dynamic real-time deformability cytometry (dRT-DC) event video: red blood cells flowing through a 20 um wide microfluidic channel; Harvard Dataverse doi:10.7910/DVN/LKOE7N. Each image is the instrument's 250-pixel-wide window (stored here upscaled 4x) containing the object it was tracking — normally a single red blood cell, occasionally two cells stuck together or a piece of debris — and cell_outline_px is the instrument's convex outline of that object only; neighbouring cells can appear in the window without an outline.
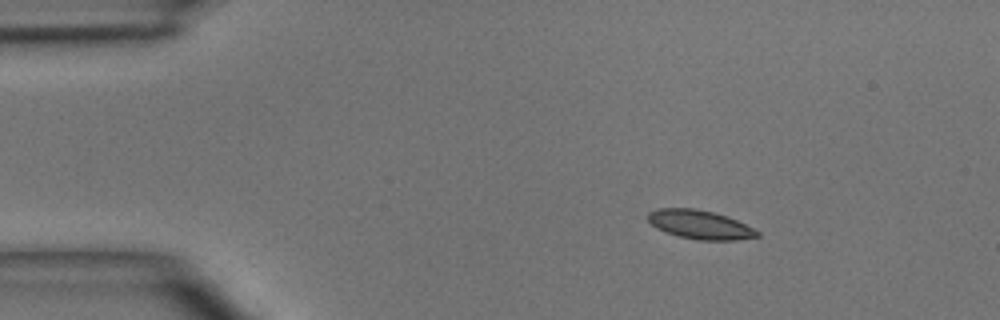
{"species": "common noctule bat (a hibernating species)", "species_latin": "Nyctalus noctula", "temperature_condition": "room temperature", "stored_images_in_passage": 5, "camera_frame_rate_fps": 3000, "um_per_image_px": 0.085, "animal": {"sex": "male", "body_mass_g": 15.6}, "frame": {"image": 1, "passage_image": 2, "time_ms": 1.333, "image_size_px": [1000, 320], "cell_outline_px": [[760, 236], [736, 240], [700, 240], [680, 236], [656, 228], [648, 220], [648, 212], [660, 208], [696, 208], [728, 216], [760, 232]], "centroid_in_image_um": [59.5, 19.08], "position_along_channel_um": 25.5, "area_um2": 18.15}}
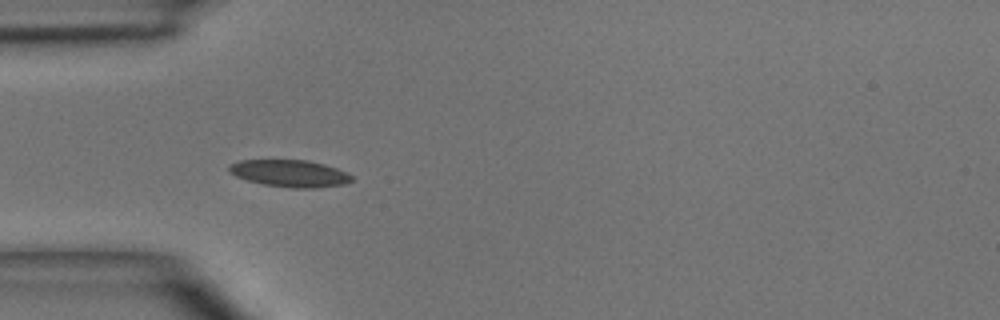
{"frame": {"image": 2, "passage_image": 4, "time_ms": 3.667, "image_size_px": [1000, 320], "cell_outline_px": [[352, 180], [344, 184], [316, 188], [292, 188], [264, 184], [248, 180], [236, 176], [228, 172], [228, 168], [232, 164], [240, 160], [308, 160], [324, 164], [336, 168], [352, 176]], "centroid_in_image_um": [24.63, 14.74], "position_along_channel_um": 60.4, "area_um2": 19.13}}
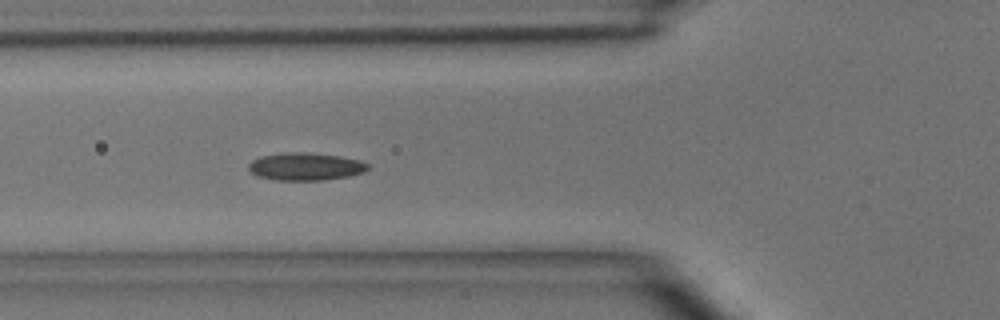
{"frame": {"image": 3, "passage_image": 5, "time_ms": 4.667, "image_size_px": [1000, 320], "cell_outline_px": [[368, 168], [364, 172], [348, 176], [324, 180], [276, 180], [260, 176], [252, 172], [248, 168], [248, 164], [252, 160], [260, 156], [280, 152], [304, 152], [340, 156], [360, 160], [368, 164]], "centroid_in_image_um": [25.96, 14.14], "position_along_channel_um": 99.8, "area_um2": 19.19}}